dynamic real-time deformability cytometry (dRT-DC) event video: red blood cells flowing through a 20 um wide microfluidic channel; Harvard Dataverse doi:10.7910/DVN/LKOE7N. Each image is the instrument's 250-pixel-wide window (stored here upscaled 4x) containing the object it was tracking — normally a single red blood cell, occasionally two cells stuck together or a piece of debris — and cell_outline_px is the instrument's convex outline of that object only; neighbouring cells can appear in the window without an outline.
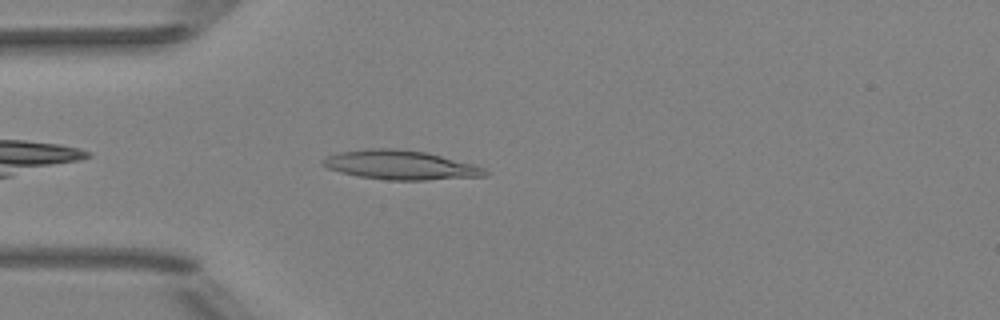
{"species": "Egyptian fruit bat (a non-hibernating species)", "species_latin": "Rousettus aegyptiacus", "temperature_condition": "room temperature", "stored_images_in_passage": 39, "camera_frame_rate_fps": 3000, "um_per_image_px": 0.085, "animal": {"sex": "female"}, "frame": {"image": 1, "passage_image": 3, "time_ms": 0.667, "image_size_px": [1000, 320], "cell_outline_px": [[488, 176], [424, 180], [388, 180], [360, 176], [340, 172], [328, 168], [320, 160], [328, 156], [340, 152], [368, 148], [392, 148], [424, 152], [472, 164], [484, 168], [488, 172]], "centroid_in_image_um": [34.04, 14.03], "position_along_channel_um": 51.0, "area_um2": 27.22}}
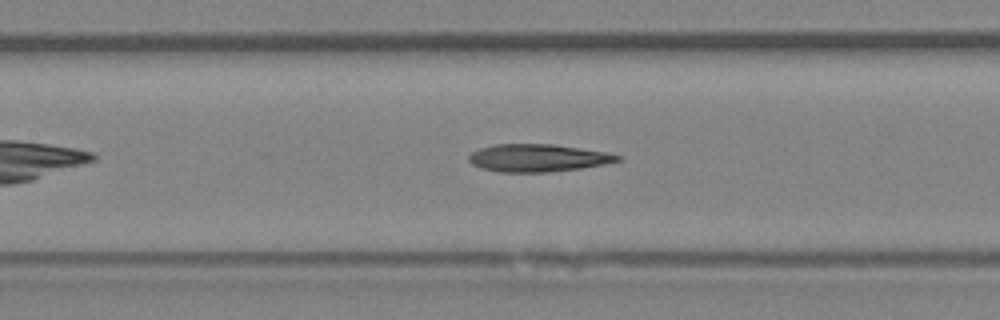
{"frame": {"image": 2, "passage_image": 12, "time_ms": 3.667, "image_size_px": [1000, 320], "cell_outline_px": [[624, 156], [620, 160], [604, 164], [580, 168], [548, 172], [500, 172], [480, 168], [472, 164], [468, 160], [468, 156], [472, 152], [480, 148], [496, 144], [556, 144], [608, 152]], "centroid_in_image_um": [45.73, 13.42], "position_along_channel_um": 161.7, "area_um2": 24.04}}
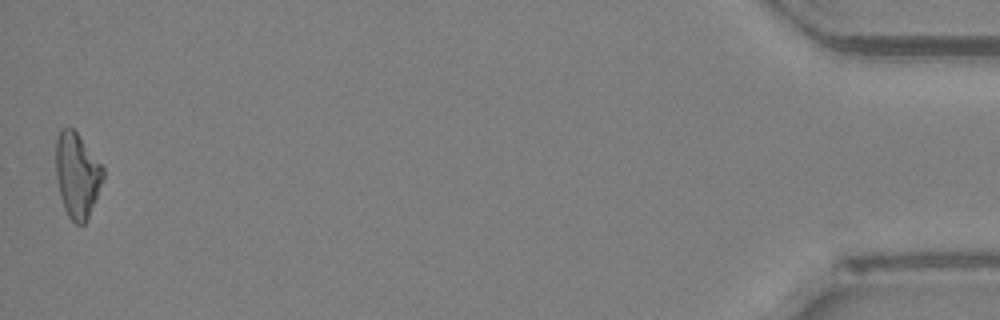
{"frame": {"image": 3, "passage_image": 39, "time_ms": 12.667, "image_size_px": [1000, 320], "cell_outline_px": [[104, 176], [96, 200], [84, 224], [76, 224], [68, 216], [64, 208], [60, 196], [56, 176], [56, 140], [60, 128], [72, 128], [76, 132], [104, 168]], "centroid_in_image_um": [6.55, 14.89], "position_along_channel_um": 428.7, "area_um2": 23.18}, "authors_computed_cell_mechanics": {"area_um2": 23.6402, "velocity_mm_per_s": 4.0384, "shape_relaxation_time_tau1_ms": 4.9111, "shape_relaxation_time_tau2_ms": 6.3807, "deformation_change_tau1": 0.1679, "deformation_change_tau2": 0.2269}}